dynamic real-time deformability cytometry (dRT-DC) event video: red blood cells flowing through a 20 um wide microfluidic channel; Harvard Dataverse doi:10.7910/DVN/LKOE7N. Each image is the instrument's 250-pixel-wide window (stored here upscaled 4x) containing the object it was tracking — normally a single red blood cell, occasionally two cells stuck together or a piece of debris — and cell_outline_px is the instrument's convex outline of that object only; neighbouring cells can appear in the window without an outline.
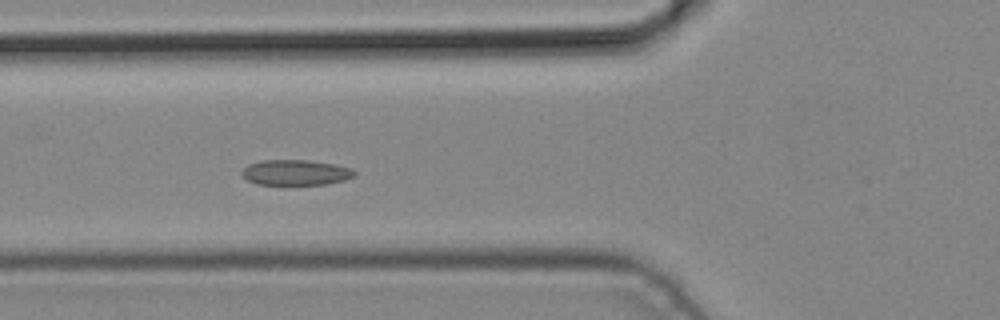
{"species": "common noctule bat (a hibernating species)", "species_latin": "Nyctalus noctula", "temperature_condition": "cold", "stored_images_in_passage": 7, "camera_frame_rate_fps": 3000, "um_per_image_px": 0.085, "animal": {"sex": "male", "body_mass_g": 19.2, "forearm_length_mm": 51.8}, "frame": {"image": 1, "passage_image": 5, "time_ms": 1.333, "image_size_px": [1000, 320], "cell_outline_px": [[356, 176], [344, 180], [324, 184], [256, 184], [248, 180], [240, 172], [248, 164], [260, 160], [308, 160], [336, 164], [352, 168], [356, 172]], "centroid_in_image_um": [25.15, 14.65], "position_along_channel_um": 100.6, "area_um2": 16.7}}
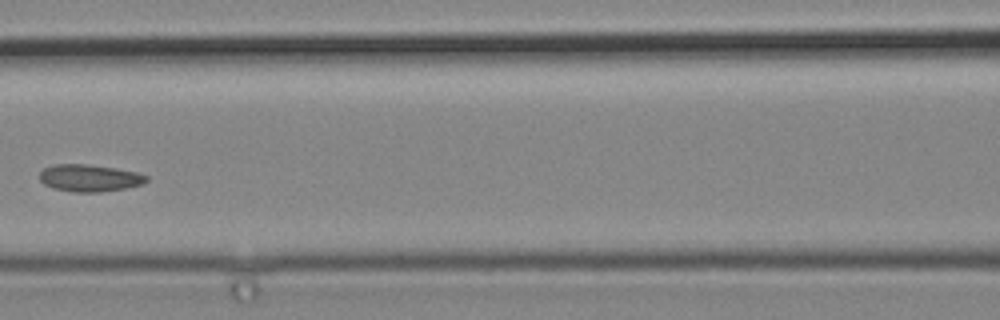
{"frame": {"image": 2, "passage_image": 6, "time_ms": 1.667, "image_size_px": [1000, 320], "cell_outline_px": [[148, 180], [144, 184], [124, 188], [100, 192], [72, 192], [52, 188], [44, 184], [40, 180], [40, 172], [44, 168], [52, 164], [88, 164], [116, 168], [136, 172], [148, 176]], "centroid_in_image_um": [7.6, 15.13], "position_along_channel_um": 159.0, "area_um2": 16.99}}
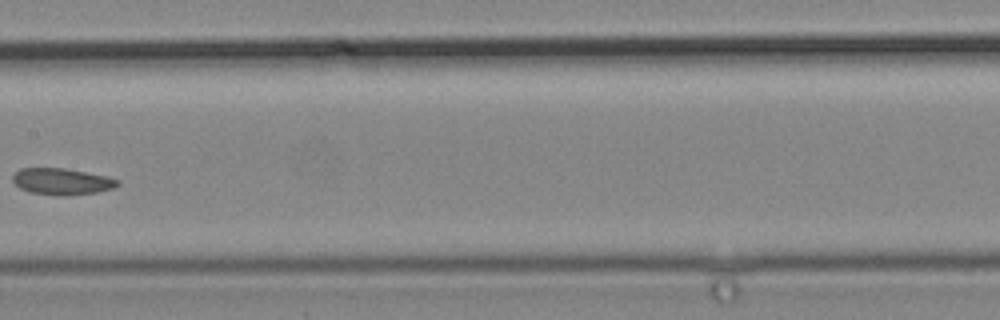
{"frame": {"image": 3, "passage_image": 7, "time_ms": 2.0, "image_size_px": [1000, 320], "cell_outline_px": [[120, 184], [112, 188], [96, 192], [68, 196], [56, 196], [32, 192], [20, 188], [12, 180], [12, 176], [20, 168], [64, 168], [108, 176], [120, 180]], "centroid_in_image_um": [5.27, 15.43], "position_along_channel_um": 202.1, "area_um2": 16.24}}